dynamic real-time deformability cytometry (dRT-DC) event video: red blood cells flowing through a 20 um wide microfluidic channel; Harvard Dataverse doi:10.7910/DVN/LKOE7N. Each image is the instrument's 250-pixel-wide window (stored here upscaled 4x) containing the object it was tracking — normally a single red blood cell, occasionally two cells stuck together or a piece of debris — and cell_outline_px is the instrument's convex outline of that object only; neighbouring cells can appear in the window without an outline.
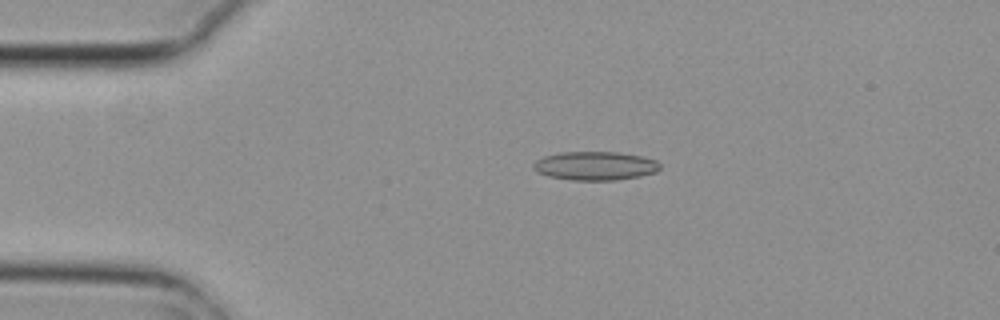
{"species": "common noctule bat (a hibernating species)", "species_latin": "Nyctalus noctula", "temperature_condition": "cold", "stored_images_in_passage": 5, "camera_frame_rate_fps": 3000, "um_per_image_px": 0.085, "animal": {"sex": "female", "body_mass_g": 29.2, "forearm_length_mm": 56.3}, "frame": {"image": 1, "passage_image": 5, "time_ms": 1.333, "image_size_px": [1000, 320], "cell_outline_px": [[660, 168], [656, 172], [640, 176], [616, 180], [572, 180], [548, 176], [536, 172], [532, 168], [532, 164], [536, 160], [544, 156], [560, 152], [616, 152], [640, 156], [656, 160], [660, 164]], "centroid_in_image_um": [50.56, 14.1], "position_along_channel_um": 34.4, "area_um2": 21.21}}